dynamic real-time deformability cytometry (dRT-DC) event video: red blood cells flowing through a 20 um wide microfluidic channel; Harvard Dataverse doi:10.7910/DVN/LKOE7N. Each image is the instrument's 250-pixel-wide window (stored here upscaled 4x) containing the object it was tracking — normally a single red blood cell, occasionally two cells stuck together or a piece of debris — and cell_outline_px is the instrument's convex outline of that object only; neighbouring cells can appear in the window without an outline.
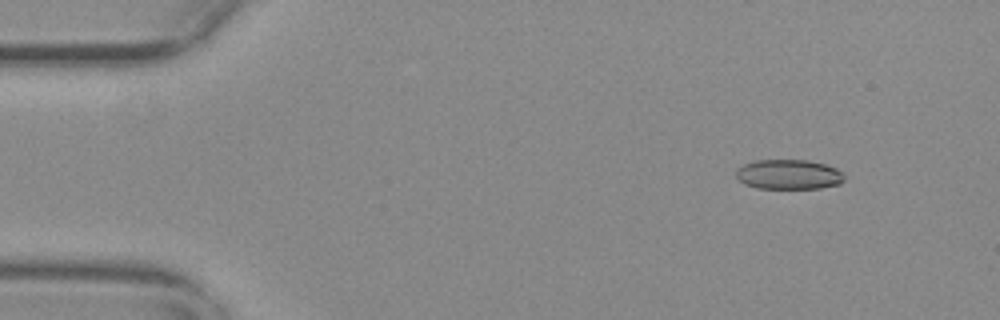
{"species": "common noctule bat (a hibernating species)", "species_latin": "Nyctalus noctula", "temperature_condition": "warm", "stored_images_in_passage": 10, "camera_frame_rate_fps": 3000, "um_per_image_px": 0.085, "animal": {"sex": "female", "body_mass_g": 29.2, "forearm_length_mm": 56.3}, "frame": {"image": 1, "passage_image": 6, "time_ms": 1.667, "image_size_px": [1000, 320], "cell_outline_px": [[844, 180], [840, 184], [820, 188], [756, 188], [744, 184], [736, 176], [736, 172], [744, 164], [756, 160], [808, 160], [824, 164], [836, 168], [844, 176]], "centroid_in_image_um": [67.05, 14.83], "position_along_channel_um": 18.0, "area_um2": 18.67}}